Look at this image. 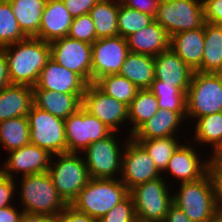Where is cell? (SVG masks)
<instances>
[{
  "instance_id": "1",
  "label": "cell",
  "mask_w": 222,
  "mask_h": 222,
  "mask_svg": "<svg viewBox=\"0 0 222 222\" xmlns=\"http://www.w3.org/2000/svg\"><path fill=\"white\" fill-rule=\"evenodd\" d=\"M8 62V72L13 85L34 87L41 70L50 59L49 42L36 37H26L3 47Z\"/></svg>"
},
{
  "instance_id": "2",
  "label": "cell",
  "mask_w": 222,
  "mask_h": 222,
  "mask_svg": "<svg viewBox=\"0 0 222 222\" xmlns=\"http://www.w3.org/2000/svg\"><path fill=\"white\" fill-rule=\"evenodd\" d=\"M15 186L16 200H19L16 203L26 213L56 217L68 205L58 194L48 172L22 176L18 182L15 179Z\"/></svg>"
},
{
  "instance_id": "3",
  "label": "cell",
  "mask_w": 222,
  "mask_h": 222,
  "mask_svg": "<svg viewBox=\"0 0 222 222\" xmlns=\"http://www.w3.org/2000/svg\"><path fill=\"white\" fill-rule=\"evenodd\" d=\"M186 100L188 126L197 118L222 112V73L194 71Z\"/></svg>"
},
{
  "instance_id": "4",
  "label": "cell",
  "mask_w": 222,
  "mask_h": 222,
  "mask_svg": "<svg viewBox=\"0 0 222 222\" xmlns=\"http://www.w3.org/2000/svg\"><path fill=\"white\" fill-rule=\"evenodd\" d=\"M173 186V204L179 207L192 222L212 221L218 210L208 174L197 181L177 183Z\"/></svg>"
},
{
  "instance_id": "5",
  "label": "cell",
  "mask_w": 222,
  "mask_h": 222,
  "mask_svg": "<svg viewBox=\"0 0 222 222\" xmlns=\"http://www.w3.org/2000/svg\"><path fill=\"white\" fill-rule=\"evenodd\" d=\"M129 137V133L112 132L104 139L91 143L81 153L92 179H120L122 154Z\"/></svg>"
},
{
  "instance_id": "6",
  "label": "cell",
  "mask_w": 222,
  "mask_h": 222,
  "mask_svg": "<svg viewBox=\"0 0 222 222\" xmlns=\"http://www.w3.org/2000/svg\"><path fill=\"white\" fill-rule=\"evenodd\" d=\"M129 195L120 179H90L71 202L76 210L100 219Z\"/></svg>"
},
{
  "instance_id": "7",
  "label": "cell",
  "mask_w": 222,
  "mask_h": 222,
  "mask_svg": "<svg viewBox=\"0 0 222 222\" xmlns=\"http://www.w3.org/2000/svg\"><path fill=\"white\" fill-rule=\"evenodd\" d=\"M47 172L58 194L67 204H71L91 179L81 153L53 155Z\"/></svg>"
},
{
  "instance_id": "8",
  "label": "cell",
  "mask_w": 222,
  "mask_h": 222,
  "mask_svg": "<svg viewBox=\"0 0 222 222\" xmlns=\"http://www.w3.org/2000/svg\"><path fill=\"white\" fill-rule=\"evenodd\" d=\"M172 187L162 176L133 187L137 222H163L172 201Z\"/></svg>"
},
{
  "instance_id": "9",
  "label": "cell",
  "mask_w": 222,
  "mask_h": 222,
  "mask_svg": "<svg viewBox=\"0 0 222 222\" xmlns=\"http://www.w3.org/2000/svg\"><path fill=\"white\" fill-rule=\"evenodd\" d=\"M155 21L171 37L205 24L202 0H160Z\"/></svg>"
},
{
  "instance_id": "10",
  "label": "cell",
  "mask_w": 222,
  "mask_h": 222,
  "mask_svg": "<svg viewBox=\"0 0 222 222\" xmlns=\"http://www.w3.org/2000/svg\"><path fill=\"white\" fill-rule=\"evenodd\" d=\"M27 117L30 143L49 151L52 155L67 153L64 119L54 116L34 104Z\"/></svg>"
},
{
  "instance_id": "11",
  "label": "cell",
  "mask_w": 222,
  "mask_h": 222,
  "mask_svg": "<svg viewBox=\"0 0 222 222\" xmlns=\"http://www.w3.org/2000/svg\"><path fill=\"white\" fill-rule=\"evenodd\" d=\"M197 147V145L187 139L185 140V143L183 142L173 153L167 168L162 173V177L171 186L174 183L177 184L182 182L197 181L207 174L209 157L206 155V151H203L202 148ZM197 149H199L201 152ZM201 153H204L205 155L203 156ZM165 174L167 175L165 176Z\"/></svg>"
},
{
  "instance_id": "12",
  "label": "cell",
  "mask_w": 222,
  "mask_h": 222,
  "mask_svg": "<svg viewBox=\"0 0 222 222\" xmlns=\"http://www.w3.org/2000/svg\"><path fill=\"white\" fill-rule=\"evenodd\" d=\"M82 108L97 117L113 132L125 134V131H129L128 106L106 95L94 83L86 86L82 96Z\"/></svg>"
},
{
  "instance_id": "13",
  "label": "cell",
  "mask_w": 222,
  "mask_h": 222,
  "mask_svg": "<svg viewBox=\"0 0 222 222\" xmlns=\"http://www.w3.org/2000/svg\"><path fill=\"white\" fill-rule=\"evenodd\" d=\"M67 153H82L91 143L104 139L113 131L82 107L64 119Z\"/></svg>"
},
{
  "instance_id": "14",
  "label": "cell",
  "mask_w": 222,
  "mask_h": 222,
  "mask_svg": "<svg viewBox=\"0 0 222 222\" xmlns=\"http://www.w3.org/2000/svg\"><path fill=\"white\" fill-rule=\"evenodd\" d=\"M49 45L51 59L91 84L92 44L66 36Z\"/></svg>"
},
{
  "instance_id": "15",
  "label": "cell",
  "mask_w": 222,
  "mask_h": 222,
  "mask_svg": "<svg viewBox=\"0 0 222 222\" xmlns=\"http://www.w3.org/2000/svg\"><path fill=\"white\" fill-rule=\"evenodd\" d=\"M162 173L156 168L144 147L129 137L123 154L120 180L130 191L136 185L161 177Z\"/></svg>"
},
{
  "instance_id": "16",
  "label": "cell",
  "mask_w": 222,
  "mask_h": 222,
  "mask_svg": "<svg viewBox=\"0 0 222 222\" xmlns=\"http://www.w3.org/2000/svg\"><path fill=\"white\" fill-rule=\"evenodd\" d=\"M128 53L127 40L122 36L96 39L92 43L91 83L119 74Z\"/></svg>"
},
{
  "instance_id": "17",
  "label": "cell",
  "mask_w": 222,
  "mask_h": 222,
  "mask_svg": "<svg viewBox=\"0 0 222 222\" xmlns=\"http://www.w3.org/2000/svg\"><path fill=\"white\" fill-rule=\"evenodd\" d=\"M6 156L2 163V174L12 179L47 172L53 157L49 151L32 143L12 150Z\"/></svg>"
},
{
  "instance_id": "18",
  "label": "cell",
  "mask_w": 222,
  "mask_h": 222,
  "mask_svg": "<svg viewBox=\"0 0 222 222\" xmlns=\"http://www.w3.org/2000/svg\"><path fill=\"white\" fill-rule=\"evenodd\" d=\"M184 127L186 128L184 129ZM186 130L189 131L186 121V112H174L169 109H159V111L151 119L142 124L131 137L134 140H149L169 136H180V134H182V136L188 138L190 135H188L189 132ZM183 131L184 133H181Z\"/></svg>"
},
{
  "instance_id": "19",
  "label": "cell",
  "mask_w": 222,
  "mask_h": 222,
  "mask_svg": "<svg viewBox=\"0 0 222 222\" xmlns=\"http://www.w3.org/2000/svg\"><path fill=\"white\" fill-rule=\"evenodd\" d=\"M87 83L75 72L49 59L41 70L33 89H45L59 93L84 94Z\"/></svg>"
},
{
  "instance_id": "20",
  "label": "cell",
  "mask_w": 222,
  "mask_h": 222,
  "mask_svg": "<svg viewBox=\"0 0 222 222\" xmlns=\"http://www.w3.org/2000/svg\"><path fill=\"white\" fill-rule=\"evenodd\" d=\"M193 72L194 70L171 49L159 53L154 57L155 79L161 80L163 84L177 87L186 94Z\"/></svg>"
},
{
  "instance_id": "21",
  "label": "cell",
  "mask_w": 222,
  "mask_h": 222,
  "mask_svg": "<svg viewBox=\"0 0 222 222\" xmlns=\"http://www.w3.org/2000/svg\"><path fill=\"white\" fill-rule=\"evenodd\" d=\"M72 20L62 0H47L36 38L50 43L55 39L66 37Z\"/></svg>"
},
{
  "instance_id": "22",
  "label": "cell",
  "mask_w": 222,
  "mask_h": 222,
  "mask_svg": "<svg viewBox=\"0 0 222 222\" xmlns=\"http://www.w3.org/2000/svg\"><path fill=\"white\" fill-rule=\"evenodd\" d=\"M189 128L191 142L209 150L208 155L222 154V112L197 118Z\"/></svg>"
},
{
  "instance_id": "23",
  "label": "cell",
  "mask_w": 222,
  "mask_h": 222,
  "mask_svg": "<svg viewBox=\"0 0 222 222\" xmlns=\"http://www.w3.org/2000/svg\"><path fill=\"white\" fill-rule=\"evenodd\" d=\"M129 52L155 57L170 49V36L156 21L127 38Z\"/></svg>"
},
{
  "instance_id": "24",
  "label": "cell",
  "mask_w": 222,
  "mask_h": 222,
  "mask_svg": "<svg viewBox=\"0 0 222 222\" xmlns=\"http://www.w3.org/2000/svg\"><path fill=\"white\" fill-rule=\"evenodd\" d=\"M83 94L59 93L45 89H33V104L54 116L66 119L82 107Z\"/></svg>"
},
{
  "instance_id": "25",
  "label": "cell",
  "mask_w": 222,
  "mask_h": 222,
  "mask_svg": "<svg viewBox=\"0 0 222 222\" xmlns=\"http://www.w3.org/2000/svg\"><path fill=\"white\" fill-rule=\"evenodd\" d=\"M204 48V26L173 34L170 49L194 71L201 65Z\"/></svg>"
},
{
  "instance_id": "26",
  "label": "cell",
  "mask_w": 222,
  "mask_h": 222,
  "mask_svg": "<svg viewBox=\"0 0 222 222\" xmlns=\"http://www.w3.org/2000/svg\"><path fill=\"white\" fill-rule=\"evenodd\" d=\"M33 105V88L9 85L0 91V122L27 116Z\"/></svg>"
},
{
  "instance_id": "27",
  "label": "cell",
  "mask_w": 222,
  "mask_h": 222,
  "mask_svg": "<svg viewBox=\"0 0 222 222\" xmlns=\"http://www.w3.org/2000/svg\"><path fill=\"white\" fill-rule=\"evenodd\" d=\"M119 74L132 82L139 90L149 89L155 79L154 57L129 52Z\"/></svg>"
},
{
  "instance_id": "28",
  "label": "cell",
  "mask_w": 222,
  "mask_h": 222,
  "mask_svg": "<svg viewBox=\"0 0 222 222\" xmlns=\"http://www.w3.org/2000/svg\"><path fill=\"white\" fill-rule=\"evenodd\" d=\"M198 72L222 73V26L205 22L204 48Z\"/></svg>"
},
{
  "instance_id": "29",
  "label": "cell",
  "mask_w": 222,
  "mask_h": 222,
  "mask_svg": "<svg viewBox=\"0 0 222 222\" xmlns=\"http://www.w3.org/2000/svg\"><path fill=\"white\" fill-rule=\"evenodd\" d=\"M9 2L23 34L26 37H36L47 0H9Z\"/></svg>"
},
{
  "instance_id": "30",
  "label": "cell",
  "mask_w": 222,
  "mask_h": 222,
  "mask_svg": "<svg viewBox=\"0 0 222 222\" xmlns=\"http://www.w3.org/2000/svg\"><path fill=\"white\" fill-rule=\"evenodd\" d=\"M119 4V0H100L90 10L97 39L118 36Z\"/></svg>"
},
{
  "instance_id": "31",
  "label": "cell",
  "mask_w": 222,
  "mask_h": 222,
  "mask_svg": "<svg viewBox=\"0 0 222 222\" xmlns=\"http://www.w3.org/2000/svg\"><path fill=\"white\" fill-rule=\"evenodd\" d=\"M159 105L157 97L149 90L143 89L128 106L129 136L146 121L151 119L158 111Z\"/></svg>"
},
{
  "instance_id": "32",
  "label": "cell",
  "mask_w": 222,
  "mask_h": 222,
  "mask_svg": "<svg viewBox=\"0 0 222 222\" xmlns=\"http://www.w3.org/2000/svg\"><path fill=\"white\" fill-rule=\"evenodd\" d=\"M29 143L30 128L27 116L0 122V146L5 149V152L19 149Z\"/></svg>"
},
{
  "instance_id": "33",
  "label": "cell",
  "mask_w": 222,
  "mask_h": 222,
  "mask_svg": "<svg viewBox=\"0 0 222 222\" xmlns=\"http://www.w3.org/2000/svg\"><path fill=\"white\" fill-rule=\"evenodd\" d=\"M185 140L187 138L181 135L136 141L144 147L154 161L156 168L163 173L168 166L171 156Z\"/></svg>"
},
{
  "instance_id": "34",
  "label": "cell",
  "mask_w": 222,
  "mask_h": 222,
  "mask_svg": "<svg viewBox=\"0 0 222 222\" xmlns=\"http://www.w3.org/2000/svg\"><path fill=\"white\" fill-rule=\"evenodd\" d=\"M106 95L129 106L139 89L120 74H110L101 77L94 83Z\"/></svg>"
},
{
  "instance_id": "35",
  "label": "cell",
  "mask_w": 222,
  "mask_h": 222,
  "mask_svg": "<svg viewBox=\"0 0 222 222\" xmlns=\"http://www.w3.org/2000/svg\"><path fill=\"white\" fill-rule=\"evenodd\" d=\"M149 90L157 97L160 109L186 112V93L177 87L163 84L161 80L154 79Z\"/></svg>"
},
{
  "instance_id": "36",
  "label": "cell",
  "mask_w": 222,
  "mask_h": 222,
  "mask_svg": "<svg viewBox=\"0 0 222 222\" xmlns=\"http://www.w3.org/2000/svg\"><path fill=\"white\" fill-rule=\"evenodd\" d=\"M154 21V16L129 8L120 2L118 11L119 36L126 39L129 35L147 27Z\"/></svg>"
},
{
  "instance_id": "37",
  "label": "cell",
  "mask_w": 222,
  "mask_h": 222,
  "mask_svg": "<svg viewBox=\"0 0 222 222\" xmlns=\"http://www.w3.org/2000/svg\"><path fill=\"white\" fill-rule=\"evenodd\" d=\"M9 0H0V48L25 39Z\"/></svg>"
},
{
  "instance_id": "38",
  "label": "cell",
  "mask_w": 222,
  "mask_h": 222,
  "mask_svg": "<svg viewBox=\"0 0 222 222\" xmlns=\"http://www.w3.org/2000/svg\"><path fill=\"white\" fill-rule=\"evenodd\" d=\"M68 37L90 44L97 39L95 25L89 13L73 18Z\"/></svg>"
},
{
  "instance_id": "39",
  "label": "cell",
  "mask_w": 222,
  "mask_h": 222,
  "mask_svg": "<svg viewBox=\"0 0 222 222\" xmlns=\"http://www.w3.org/2000/svg\"><path fill=\"white\" fill-rule=\"evenodd\" d=\"M207 174L211 179L217 210L222 212V154L208 155Z\"/></svg>"
},
{
  "instance_id": "40",
  "label": "cell",
  "mask_w": 222,
  "mask_h": 222,
  "mask_svg": "<svg viewBox=\"0 0 222 222\" xmlns=\"http://www.w3.org/2000/svg\"><path fill=\"white\" fill-rule=\"evenodd\" d=\"M98 222H137L134 203L129 194L124 200L115 205Z\"/></svg>"
},
{
  "instance_id": "41",
  "label": "cell",
  "mask_w": 222,
  "mask_h": 222,
  "mask_svg": "<svg viewBox=\"0 0 222 222\" xmlns=\"http://www.w3.org/2000/svg\"><path fill=\"white\" fill-rule=\"evenodd\" d=\"M15 179L5 175H0V208L16 204Z\"/></svg>"
},
{
  "instance_id": "42",
  "label": "cell",
  "mask_w": 222,
  "mask_h": 222,
  "mask_svg": "<svg viewBox=\"0 0 222 222\" xmlns=\"http://www.w3.org/2000/svg\"><path fill=\"white\" fill-rule=\"evenodd\" d=\"M205 22L222 26V0H202Z\"/></svg>"
},
{
  "instance_id": "43",
  "label": "cell",
  "mask_w": 222,
  "mask_h": 222,
  "mask_svg": "<svg viewBox=\"0 0 222 222\" xmlns=\"http://www.w3.org/2000/svg\"><path fill=\"white\" fill-rule=\"evenodd\" d=\"M56 222H98V220L76 210L68 204L65 209L56 216Z\"/></svg>"
},
{
  "instance_id": "44",
  "label": "cell",
  "mask_w": 222,
  "mask_h": 222,
  "mask_svg": "<svg viewBox=\"0 0 222 222\" xmlns=\"http://www.w3.org/2000/svg\"><path fill=\"white\" fill-rule=\"evenodd\" d=\"M72 18L87 14L100 0H62Z\"/></svg>"
},
{
  "instance_id": "45",
  "label": "cell",
  "mask_w": 222,
  "mask_h": 222,
  "mask_svg": "<svg viewBox=\"0 0 222 222\" xmlns=\"http://www.w3.org/2000/svg\"><path fill=\"white\" fill-rule=\"evenodd\" d=\"M160 0H122L121 3L129 8L151 16L156 15Z\"/></svg>"
},
{
  "instance_id": "46",
  "label": "cell",
  "mask_w": 222,
  "mask_h": 222,
  "mask_svg": "<svg viewBox=\"0 0 222 222\" xmlns=\"http://www.w3.org/2000/svg\"><path fill=\"white\" fill-rule=\"evenodd\" d=\"M12 204L0 208V222H20L24 213L23 209L17 205Z\"/></svg>"
},
{
  "instance_id": "47",
  "label": "cell",
  "mask_w": 222,
  "mask_h": 222,
  "mask_svg": "<svg viewBox=\"0 0 222 222\" xmlns=\"http://www.w3.org/2000/svg\"><path fill=\"white\" fill-rule=\"evenodd\" d=\"M9 85H11V80L8 72V62L5 50L0 48V91Z\"/></svg>"
},
{
  "instance_id": "48",
  "label": "cell",
  "mask_w": 222,
  "mask_h": 222,
  "mask_svg": "<svg viewBox=\"0 0 222 222\" xmlns=\"http://www.w3.org/2000/svg\"><path fill=\"white\" fill-rule=\"evenodd\" d=\"M163 222H192L188 216L173 203L170 205Z\"/></svg>"
},
{
  "instance_id": "49",
  "label": "cell",
  "mask_w": 222,
  "mask_h": 222,
  "mask_svg": "<svg viewBox=\"0 0 222 222\" xmlns=\"http://www.w3.org/2000/svg\"><path fill=\"white\" fill-rule=\"evenodd\" d=\"M20 222H56V217L47 214L24 212Z\"/></svg>"
},
{
  "instance_id": "50",
  "label": "cell",
  "mask_w": 222,
  "mask_h": 222,
  "mask_svg": "<svg viewBox=\"0 0 222 222\" xmlns=\"http://www.w3.org/2000/svg\"><path fill=\"white\" fill-rule=\"evenodd\" d=\"M211 222H222V212L218 211Z\"/></svg>"
},
{
  "instance_id": "51",
  "label": "cell",
  "mask_w": 222,
  "mask_h": 222,
  "mask_svg": "<svg viewBox=\"0 0 222 222\" xmlns=\"http://www.w3.org/2000/svg\"><path fill=\"white\" fill-rule=\"evenodd\" d=\"M0 159H1V155H0ZM2 161L0 160V175H2Z\"/></svg>"
}]
</instances>
